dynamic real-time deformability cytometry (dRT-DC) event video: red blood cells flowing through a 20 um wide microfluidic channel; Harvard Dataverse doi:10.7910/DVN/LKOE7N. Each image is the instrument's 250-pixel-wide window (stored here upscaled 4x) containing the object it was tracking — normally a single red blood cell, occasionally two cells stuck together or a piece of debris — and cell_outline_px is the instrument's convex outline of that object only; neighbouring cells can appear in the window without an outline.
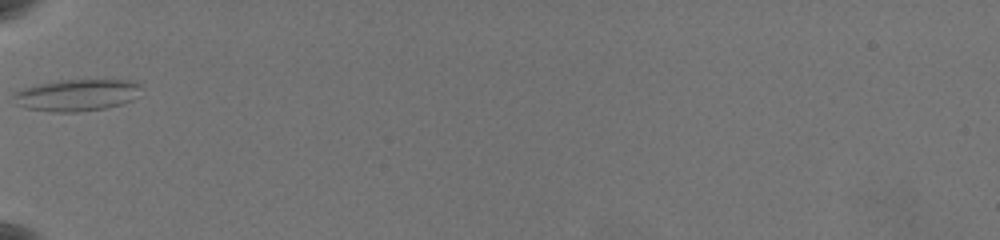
{"species": "common noctule bat (a hibernating species)", "species_latin": "Nyctalus noctula", "temperature_condition": "warm", "stored_images_in_passage": 22, "camera_frame_rate_fps": 3000, "um_per_image_px": 0.085, "animal": {"sex": "female", "body_mass_g": 19.5, "forearm_length_mm": 54.1}, "frame": {"image": 1, "passage_image": 1, "time_ms": 0.0, "image_size_px": [1000, 240], "cell_outline_px": [[140, 84], [132, 100], [120, 104], [104, 108], [76, 112], [52, 112], [28, 108], [16, 104], [12, 96], [12, 92], [20, 88], [36, 84], [56, 80], [132, 80]], "centroid_in_image_um": [6.42, 8.07], "position_along_channel_um": 78.6, "area_um2": 23.58}}
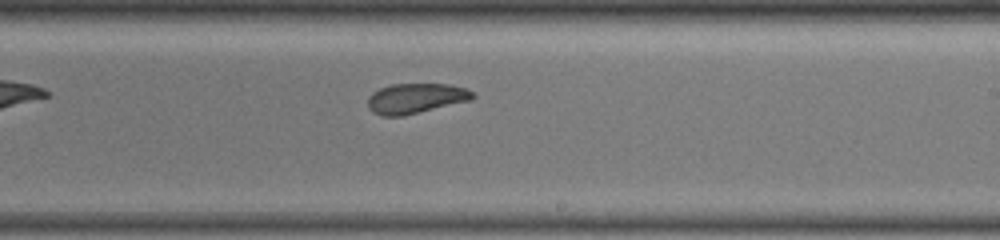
{"frame": {"image": 2, "passage_image": 10, "time_ms": 5.0, "image_size_px": [1000, 240], "cell_outline_px": [[476, 96], [472, 100], [400, 116], [384, 116], [372, 112], [368, 108], [368, 96], [372, 92], [380, 88], [392, 84], [448, 84], [464, 88], [472, 92]], "centroid_in_image_um": [35.31, 8.35], "position_along_channel_um": 253.7, "area_um2": 18.26}}
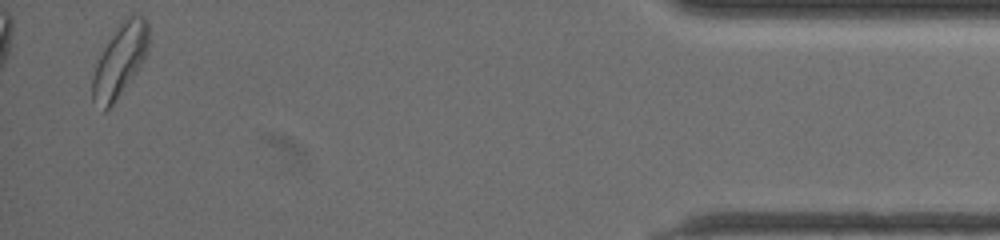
{"frame": {"image": 3, "passage_image": 21, "time_ms": 11.667, "image_size_px": [1000, 240], "cell_outline_px": [[148, 52], [144, 60], [136, 72], [112, 104], [104, 112], [92, 100], [92, 76], [96, 64], [112, 32], [132, 12], [144, 16], [148, 20]], "centroid_in_image_um": [10.2, 5.09], "position_along_channel_um": 425.0, "area_um2": 23.64}, "authors_computed_cell_mechanics": {"area_um2": 19.2474, "velocity_mm_per_s": 3.5285, "shape_relaxation_time_tau1_ms": 7.3115, "shape_relaxation_time_tau2_ms": 2.9692, "deformation_change_tau1": 0.1177, "deformation_change_tau2": 0.0928}}